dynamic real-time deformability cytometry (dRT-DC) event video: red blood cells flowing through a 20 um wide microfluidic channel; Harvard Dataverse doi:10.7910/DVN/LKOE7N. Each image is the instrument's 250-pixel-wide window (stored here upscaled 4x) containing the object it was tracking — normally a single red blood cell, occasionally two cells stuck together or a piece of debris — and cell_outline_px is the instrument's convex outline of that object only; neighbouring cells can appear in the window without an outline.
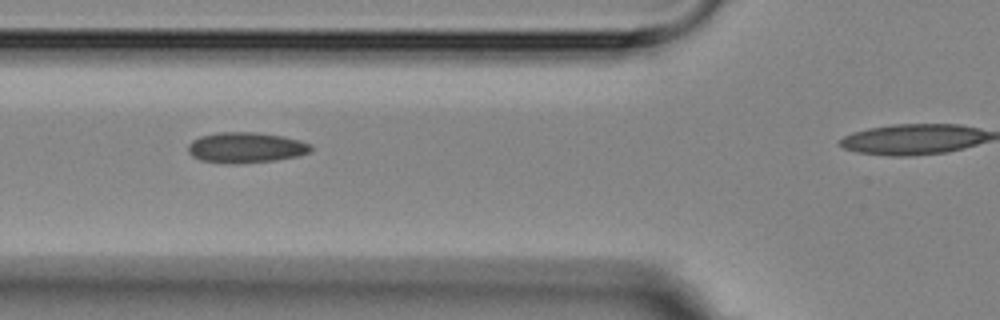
{"species": "Egyptian fruit bat (a non-hibernating species)", "species_latin": "Rousettus aegyptiacus", "temperature_condition": "room temperature", "stored_images_in_passage": 11, "camera_frame_rate_fps": 3000, "um_per_image_px": 0.085, "animal": {"sex": "female"}, "frame": {"image": 1, "passage_image": 4, "time_ms": 4.333, "image_size_px": [1000, 320], "cell_outline_px": [[312, 152], [300, 156], [276, 160], [240, 164], [228, 164], [200, 160], [192, 156], [188, 152], [188, 144], [192, 140], [200, 136], [220, 132], [256, 132], [284, 136], [300, 140], [312, 144]], "centroid_in_image_um": [20.93, 12.55], "position_along_channel_um": 104.9, "area_um2": 22.31}}
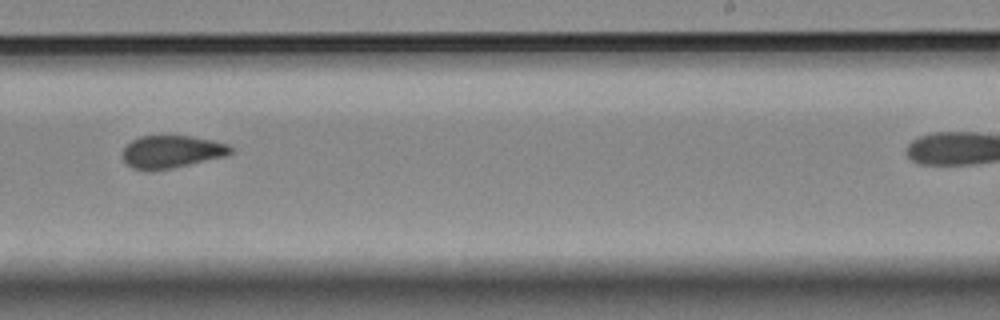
{"frame": {"image": 2, "passage_image": 8, "time_ms": 9.0, "image_size_px": [1000, 320], "cell_outline_px": [[232, 152], [224, 156], [172, 168], [152, 172], [132, 168], [124, 160], [124, 148], [132, 140], [140, 136], [188, 136], [212, 140], [228, 144], [232, 148]], "centroid_in_image_um": [14.57, 12.91], "position_along_channel_um": 274.4, "area_um2": 20.35}}
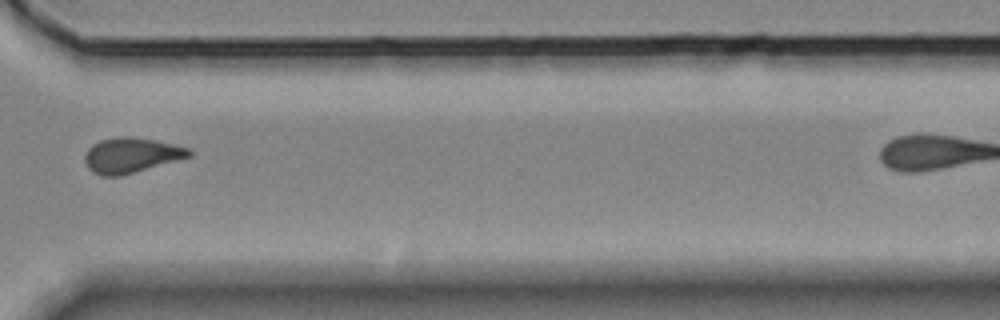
{"frame": {"image": 3, "passage_image": 10, "time_ms": 11.333, "image_size_px": [1000, 320], "cell_outline_px": [[192, 156], [120, 176], [100, 176], [92, 172], [88, 168], [84, 160], [84, 156], [88, 148], [92, 144], [100, 140], [116, 136], [132, 136], [156, 140], [188, 148], [192, 152]], "centroid_in_image_um": [11.11, 13.19], "position_along_channel_um": 359.5, "area_um2": 21.44}}